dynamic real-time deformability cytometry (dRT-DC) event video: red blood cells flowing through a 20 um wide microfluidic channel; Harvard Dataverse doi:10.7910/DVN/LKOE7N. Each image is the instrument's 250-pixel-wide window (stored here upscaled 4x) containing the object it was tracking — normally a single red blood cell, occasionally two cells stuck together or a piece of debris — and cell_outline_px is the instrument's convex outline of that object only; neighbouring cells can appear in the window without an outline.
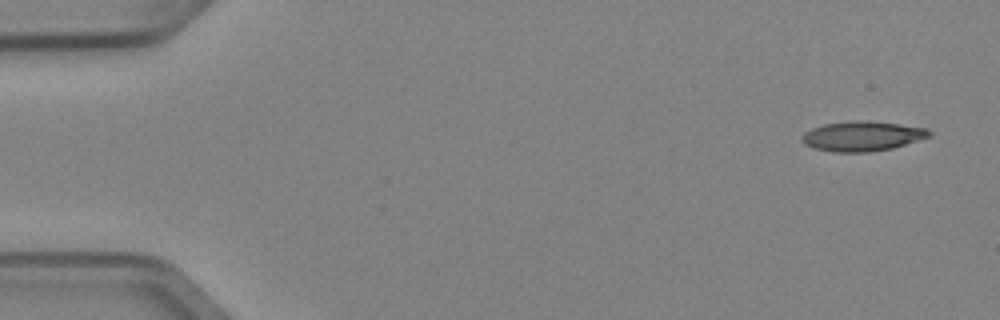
{"species": "Egyptian fruit bat (a non-hibernating species)", "species_latin": "Rousettus aegyptiacus", "temperature_condition": "cold", "stored_images_in_passage": 4, "camera_frame_rate_fps": 3000, "um_per_image_px": 0.085, "animal": {"sex": "female"}, "frame": {"image": 1, "passage_image": 1, "time_ms": 0.0, "image_size_px": [1000, 320], "cell_outline_px": [[932, 136], [892, 148], [868, 152], [832, 152], [816, 148], [804, 144], [800, 136], [804, 132], [812, 128], [824, 124], [852, 120], [868, 120], [900, 124], [928, 128], [932, 132]], "centroid_in_image_um": [73.31, 11.56], "position_along_channel_um": 11.7, "area_um2": 22.31}}
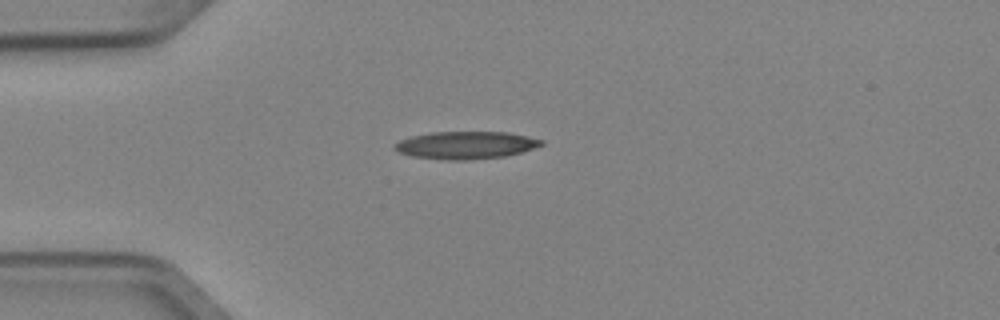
{"frame": {"image": 2, "passage_image": 4, "time_ms": 1.0, "image_size_px": [1000, 320], "cell_outline_px": [[544, 144], [520, 152], [504, 156], [468, 160], [448, 160], [412, 156], [400, 152], [392, 148], [400, 140], [412, 136], [432, 132], [508, 132], [528, 136], [544, 140]], "centroid_in_image_um": [39.6, 12.33], "position_along_channel_um": 45.4, "area_um2": 23.35}}